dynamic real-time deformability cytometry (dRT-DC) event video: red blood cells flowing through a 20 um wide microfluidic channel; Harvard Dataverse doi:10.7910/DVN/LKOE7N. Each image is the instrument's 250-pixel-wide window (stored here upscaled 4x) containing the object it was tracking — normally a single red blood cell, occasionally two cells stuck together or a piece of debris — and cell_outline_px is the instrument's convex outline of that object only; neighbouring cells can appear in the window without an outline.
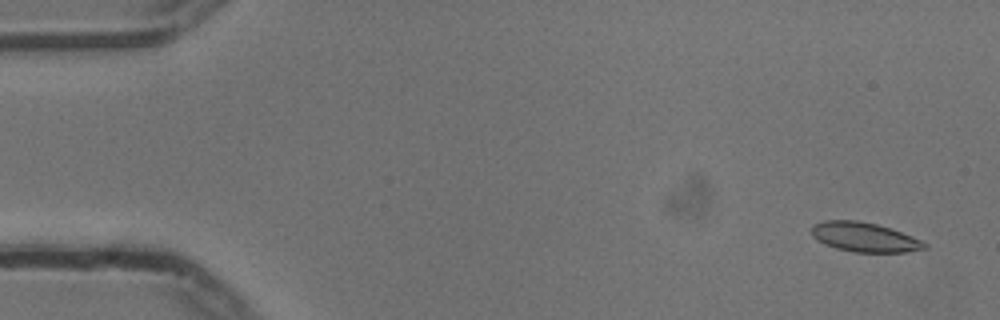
{"species": "common noctule bat (a hibernating species)", "species_latin": "Nyctalus noctula", "temperature_condition": "cold", "stored_images_in_passage": 55, "camera_frame_rate_fps": 3000, "um_per_image_px": 0.085, "animal": {"sex": "male", "body_mass_g": 13.3}, "frame": {"image": 1, "passage_image": 3, "time_ms": 0.667, "image_size_px": [1000, 320], "cell_outline_px": [[928, 248], [904, 252], [852, 252], [836, 248], [824, 244], [816, 240], [812, 236], [812, 224], [824, 220], [860, 220], [892, 228], [912, 236], [928, 244]], "centroid_in_image_um": [73.46, 20.15], "position_along_channel_um": 11.5, "area_um2": 19.59}}
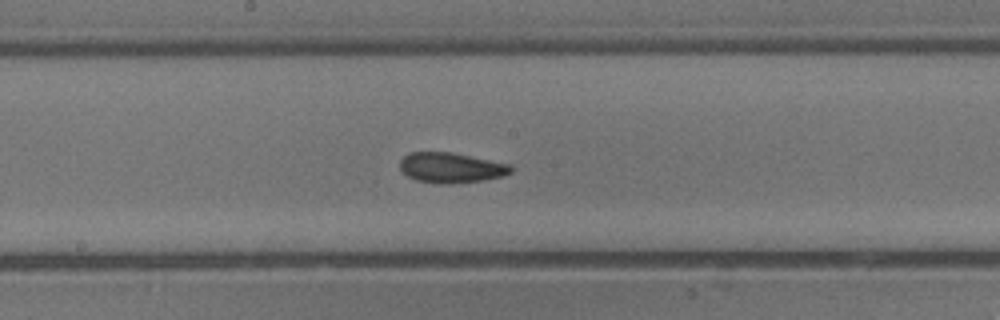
{"frame": {"image": 2, "passage_image": 29, "time_ms": 9.333, "image_size_px": [1000, 320], "cell_outline_px": [[512, 172], [504, 176], [484, 180], [448, 184], [436, 184], [416, 180], [408, 176], [400, 168], [400, 160], [408, 152], [452, 152], [512, 164]], "centroid_in_image_um": [38.36, 14.25], "position_along_channel_um": 209.8, "area_um2": 19.77}}
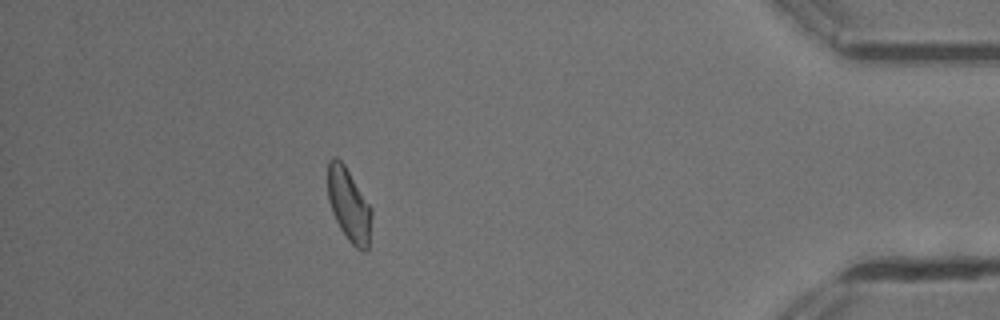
{"frame": {"image": 3, "passage_image": 49, "time_ms": 16.0, "image_size_px": [1000, 320], "cell_outline_px": [[372, 216], [368, 248], [364, 252], [360, 252], [348, 240], [340, 228], [332, 212], [328, 200], [328, 160], [332, 156], [336, 156], [344, 164], [372, 208]], "centroid_in_image_um": [29.66, 17.43], "position_along_channel_um": 405.5, "area_um2": 18.79}, "authors_computed_cell_mechanics": {"area_um2": 19.3052, "velocity_mm_per_s": 3.7279, "shape_relaxation_time_tau1_ms": 3.4316, "shape_relaxation_time_tau2_ms": 2.7403, "deformation_change_tau1": 0.1203, "deformation_change_tau2": 0.0902}}